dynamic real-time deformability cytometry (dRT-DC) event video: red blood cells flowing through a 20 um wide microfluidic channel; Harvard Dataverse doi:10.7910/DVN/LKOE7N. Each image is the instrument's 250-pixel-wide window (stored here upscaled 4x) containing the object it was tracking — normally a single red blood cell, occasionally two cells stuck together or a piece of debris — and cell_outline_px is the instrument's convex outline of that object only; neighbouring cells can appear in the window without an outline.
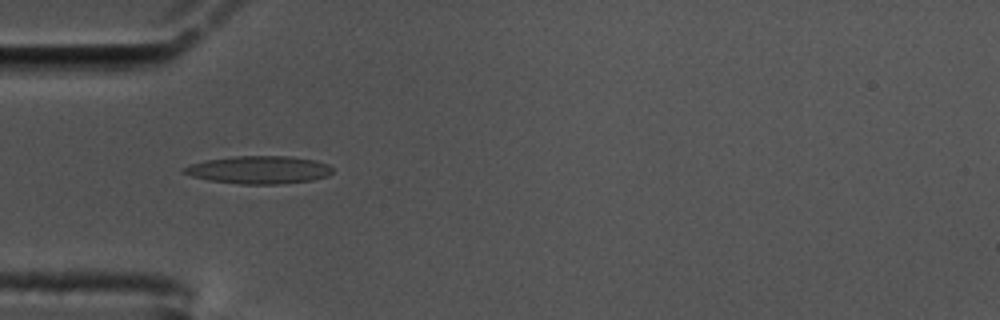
{"species": "common noctule bat (a hibernating species)", "species_latin": "Nyctalus noctula", "temperature_condition": "cold", "stored_images_in_passage": 41, "camera_frame_rate_fps": 3000, "um_per_image_px": 0.085, "animal": {"sex": "male", "body_mass_g": 17.5, "forearm_length_mm": 52.3}, "frame": {"image": 1, "passage_image": 1, "time_ms": 0.0, "image_size_px": [1000, 320], "cell_outline_px": [[332, 172], [328, 176], [312, 180], [276, 184], [240, 184], [208, 180], [192, 176], [180, 172], [180, 168], [204, 160], [236, 156], [288, 156], [316, 160], [328, 164], [332, 168]], "centroid_in_image_um": [21.98, 14.43], "position_along_channel_um": 63.0, "area_um2": 24.16}}
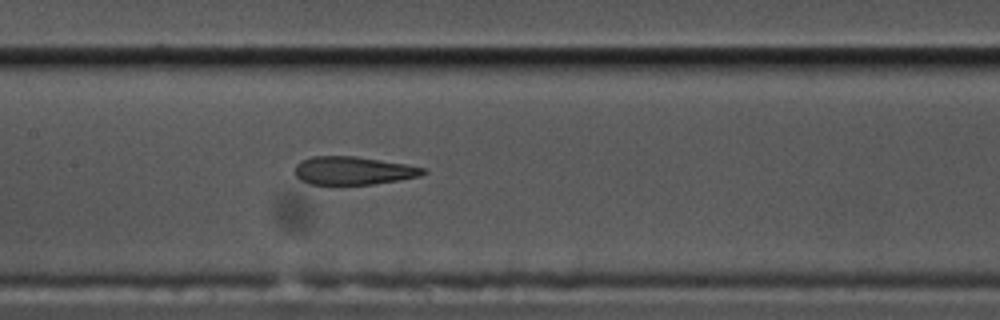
{"frame": {"image": 2, "passage_image": 11, "time_ms": 3.333, "image_size_px": [1000, 320], "cell_outline_px": [[428, 172], [420, 176], [400, 180], [372, 184], [312, 184], [300, 180], [296, 176], [296, 164], [300, 160], [312, 156], [356, 156], [404, 164], [424, 168]], "centroid_in_image_um": [30.01, 14.5], "position_along_channel_um": 177.4, "area_um2": 20.92}}
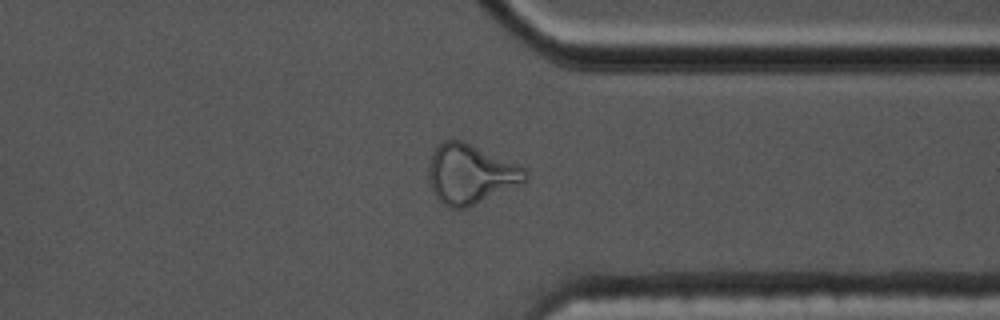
{"frame": {"image": 3, "passage_image": 28, "time_ms": 9.0, "image_size_px": [1000, 320], "cell_outline_px": [[528, 180], [468, 208], [448, 208], [432, 192], [428, 176], [428, 168], [432, 152], [444, 140], [464, 140], [516, 164], [524, 168], [528, 172]], "centroid_in_image_um": [39.97, 14.8], "position_along_channel_um": 371.4, "area_um2": 33.47}, "authors_computed_cell_mechanics": {"area_um2": 23.2934, "velocity_mm_per_s": 3.4619, "shape_relaxation_time_tau1_ms": null, "shape_relaxation_time_tau2_ms": 2.0388, "deformation_change_tau1": null, "deformation_change_tau2": 0.1155}}